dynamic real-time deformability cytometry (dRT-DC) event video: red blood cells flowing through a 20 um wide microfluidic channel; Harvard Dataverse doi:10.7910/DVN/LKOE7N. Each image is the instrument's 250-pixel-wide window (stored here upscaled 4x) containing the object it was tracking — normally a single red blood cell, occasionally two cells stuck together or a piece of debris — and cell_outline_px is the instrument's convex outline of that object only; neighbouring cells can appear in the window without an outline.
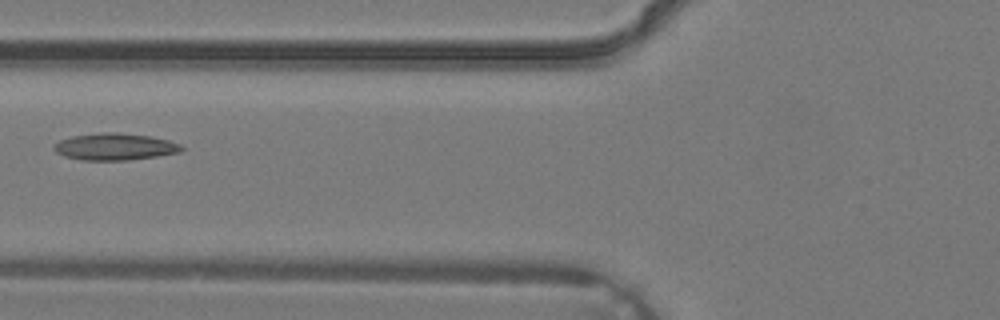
{"species": "common noctule bat (a hibernating species)", "species_latin": "Nyctalus noctula", "temperature_condition": "warm", "stored_images_in_passage": 4, "camera_frame_rate_fps": 3000, "um_per_image_px": 0.085, "animal": {"sex": "male", "body_mass_g": 19.2, "forearm_length_mm": 51.8}, "frame": {"image": 1, "passage_image": 4, "time_ms": 1.0, "image_size_px": [1000, 320], "cell_outline_px": [[184, 148], [180, 152], [156, 156], [128, 160], [80, 160], [64, 156], [56, 152], [52, 148], [52, 144], [60, 140], [72, 136], [100, 132], [116, 132], [152, 136], [168, 140], [180, 144]], "centroid_in_image_um": [9.73, 12.46], "position_along_channel_um": 116.1, "area_um2": 20.11}}